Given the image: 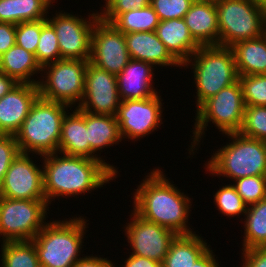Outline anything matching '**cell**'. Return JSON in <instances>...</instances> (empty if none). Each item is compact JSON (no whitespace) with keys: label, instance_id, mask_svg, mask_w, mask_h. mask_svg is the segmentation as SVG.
Here are the masks:
<instances>
[{"label":"cell","instance_id":"e575fe53","mask_svg":"<svg viewBox=\"0 0 266 267\" xmlns=\"http://www.w3.org/2000/svg\"><path fill=\"white\" fill-rule=\"evenodd\" d=\"M214 202L218 210L224 216H239L241 213L246 214L248 206L244 203L241 196L231 184L220 188L214 195Z\"/></svg>","mask_w":266,"mask_h":267},{"label":"cell","instance_id":"d6986e66","mask_svg":"<svg viewBox=\"0 0 266 267\" xmlns=\"http://www.w3.org/2000/svg\"><path fill=\"white\" fill-rule=\"evenodd\" d=\"M130 58L151 63L153 66L182 65L170 54L155 31L124 34Z\"/></svg>","mask_w":266,"mask_h":267},{"label":"cell","instance_id":"d4e9b609","mask_svg":"<svg viewBox=\"0 0 266 267\" xmlns=\"http://www.w3.org/2000/svg\"><path fill=\"white\" fill-rule=\"evenodd\" d=\"M0 71L17 83L38 84L39 80L30 78L35 73H40L42 67L37 62L35 54L15 44L0 56Z\"/></svg>","mask_w":266,"mask_h":267},{"label":"cell","instance_id":"836d02e7","mask_svg":"<svg viewBox=\"0 0 266 267\" xmlns=\"http://www.w3.org/2000/svg\"><path fill=\"white\" fill-rule=\"evenodd\" d=\"M234 181L233 186L247 206L266 198V175L247 176Z\"/></svg>","mask_w":266,"mask_h":267},{"label":"cell","instance_id":"7402d4cb","mask_svg":"<svg viewBox=\"0 0 266 267\" xmlns=\"http://www.w3.org/2000/svg\"><path fill=\"white\" fill-rule=\"evenodd\" d=\"M58 151L68 156L90 158V144L88 140V129L86 128L85 111L76 107V110L74 109L72 114H65L62 121Z\"/></svg>","mask_w":266,"mask_h":267},{"label":"cell","instance_id":"4fadbf2b","mask_svg":"<svg viewBox=\"0 0 266 267\" xmlns=\"http://www.w3.org/2000/svg\"><path fill=\"white\" fill-rule=\"evenodd\" d=\"M160 97L157 94L146 99L121 101L115 116L122 138L134 140L159 128L163 112Z\"/></svg>","mask_w":266,"mask_h":267},{"label":"cell","instance_id":"277c9868","mask_svg":"<svg viewBox=\"0 0 266 267\" xmlns=\"http://www.w3.org/2000/svg\"><path fill=\"white\" fill-rule=\"evenodd\" d=\"M85 228L83 217L46 223L33 239L40 266L74 267L82 259L78 253L81 252Z\"/></svg>","mask_w":266,"mask_h":267},{"label":"cell","instance_id":"bcb514c9","mask_svg":"<svg viewBox=\"0 0 266 267\" xmlns=\"http://www.w3.org/2000/svg\"><path fill=\"white\" fill-rule=\"evenodd\" d=\"M197 1H202V2H209V3H219L220 1H223V0H197Z\"/></svg>","mask_w":266,"mask_h":267},{"label":"cell","instance_id":"f6af8a7d","mask_svg":"<svg viewBox=\"0 0 266 267\" xmlns=\"http://www.w3.org/2000/svg\"><path fill=\"white\" fill-rule=\"evenodd\" d=\"M17 84L18 83L13 78L0 71V99Z\"/></svg>","mask_w":266,"mask_h":267},{"label":"cell","instance_id":"ac0fdd59","mask_svg":"<svg viewBox=\"0 0 266 267\" xmlns=\"http://www.w3.org/2000/svg\"><path fill=\"white\" fill-rule=\"evenodd\" d=\"M152 67L151 63L130 59L116 76L121 101L146 99L158 94L151 84L154 75Z\"/></svg>","mask_w":266,"mask_h":267},{"label":"cell","instance_id":"60d3db41","mask_svg":"<svg viewBox=\"0 0 266 267\" xmlns=\"http://www.w3.org/2000/svg\"><path fill=\"white\" fill-rule=\"evenodd\" d=\"M16 25L0 22V56L16 44Z\"/></svg>","mask_w":266,"mask_h":267},{"label":"cell","instance_id":"44dd1931","mask_svg":"<svg viewBox=\"0 0 266 267\" xmlns=\"http://www.w3.org/2000/svg\"><path fill=\"white\" fill-rule=\"evenodd\" d=\"M155 32L181 65L188 61L200 47L190 34L183 18L160 21Z\"/></svg>","mask_w":266,"mask_h":267},{"label":"cell","instance_id":"6da1fadb","mask_svg":"<svg viewBox=\"0 0 266 267\" xmlns=\"http://www.w3.org/2000/svg\"><path fill=\"white\" fill-rule=\"evenodd\" d=\"M58 153L42 155L44 158V194L48 204L55 197L76 196L103 187L117 175L114 166L83 156Z\"/></svg>","mask_w":266,"mask_h":267},{"label":"cell","instance_id":"7c38bea8","mask_svg":"<svg viewBox=\"0 0 266 267\" xmlns=\"http://www.w3.org/2000/svg\"><path fill=\"white\" fill-rule=\"evenodd\" d=\"M130 59L124 34L99 19L92 31L89 62L117 76Z\"/></svg>","mask_w":266,"mask_h":267},{"label":"cell","instance_id":"ffe728a7","mask_svg":"<svg viewBox=\"0 0 266 267\" xmlns=\"http://www.w3.org/2000/svg\"><path fill=\"white\" fill-rule=\"evenodd\" d=\"M183 19L200 46H219L218 17L214 3L195 0Z\"/></svg>","mask_w":266,"mask_h":267},{"label":"cell","instance_id":"d6a6232c","mask_svg":"<svg viewBox=\"0 0 266 267\" xmlns=\"http://www.w3.org/2000/svg\"><path fill=\"white\" fill-rule=\"evenodd\" d=\"M245 106H266V74L239 76Z\"/></svg>","mask_w":266,"mask_h":267},{"label":"cell","instance_id":"9c48e42d","mask_svg":"<svg viewBox=\"0 0 266 267\" xmlns=\"http://www.w3.org/2000/svg\"><path fill=\"white\" fill-rule=\"evenodd\" d=\"M88 60L61 59L42 67L45 81H38L39 97L72 106L82 101Z\"/></svg>","mask_w":266,"mask_h":267},{"label":"cell","instance_id":"e0dca14e","mask_svg":"<svg viewBox=\"0 0 266 267\" xmlns=\"http://www.w3.org/2000/svg\"><path fill=\"white\" fill-rule=\"evenodd\" d=\"M39 97L37 84L18 83L0 99V134L15 135Z\"/></svg>","mask_w":266,"mask_h":267},{"label":"cell","instance_id":"cb8c5ba5","mask_svg":"<svg viewBox=\"0 0 266 267\" xmlns=\"http://www.w3.org/2000/svg\"><path fill=\"white\" fill-rule=\"evenodd\" d=\"M86 128L90 144V158L101 160L96 151L122 141L116 116L86 112ZM95 154V155H94Z\"/></svg>","mask_w":266,"mask_h":267},{"label":"cell","instance_id":"f35d334b","mask_svg":"<svg viewBox=\"0 0 266 267\" xmlns=\"http://www.w3.org/2000/svg\"><path fill=\"white\" fill-rule=\"evenodd\" d=\"M19 153L15 136L0 134V185L4 180L5 173Z\"/></svg>","mask_w":266,"mask_h":267},{"label":"cell","instance_id":"7a4b0ae2","mask_svg":"<svg viewBox=\"0 0 266 267\" xmlns=\"http://www.w3.org/2000/svg\"><path fill=\"white\" fill-rule=\"evenodd\" d=\"M159 169L152 170L134 194V211L145 220L172 230L176 235L193 234L187 224L190 198L180 192ZM191 229V230H190Z\"/></svg>","mask_w":266,"mask_h":267},{"label":"cell","instance_id":"b9f144b4","mask_svg":"<svg viewBox=\"0 0 266 267\" xmlns=\"http://www.w3.org/2000/svg\"><path fill=\"white\" fill-rule=\"evenodd\" d=\"M74 267H115L112 261L107 260V258L96 257V256H85L80 259Z\"/></svg>","mask_w":266,"mask_h":267},{"label":"cell","instance_id":"f546056e","mask_svg":"<svg viewBox=\"0 0 266 267\" xmlns=\"http://www.w3.org/2000/svg\"><path fill=\"white\" fill-rule=\"evenodd\" d=\"M159 18L149 4L138 10H132L118 15L111 24L123 34L132 32L155 31Z\"/></svg>","mask_w":266,"mask_h":267},{"label":"cell","instance_id":"484cf974","mask_svg":"<svg viewBox=\"0 0 266 267\" xmlns=\"http://www.w3.org/2000/svg\"><path fill=\"white\" fill-rule=\"evenodd\" d=\"M176 235L171 241L162 267H193L209 246L197 234Z\"/></svg>","mask_w":266,"mask_h":267},{"label":"cell","instance_id":"1f68e13d","mask_svg":"<svg viewBox=\"0 0 266 267\" xmlns=\"http://www.w3.org/2000/svg\"><path fill=\"white\" fill-rule=\"evenodd\" d=\"M35 57L41 67L61 60L57 35L48 22L41 29Z\"/></svg>","mask_w":266,"mask_h":267},{"label":"cell","instance_id":"4316f807","mask_svg":"<svg viewBox=\"0 0 266 267\" xmlns=\"http://www.w3.org/2000/svg\"><path fill=\"white\" fill-rule=\"evenodd\" d=\"M50 5L47 0H0V22L16 25L47 19Z\"/></svg>","mask_w":266,"mask_h":267},{"label":"cell","instance_id":"4dcf8cb0","mask_svg":"<svg viewBox=\"0 0 266 267\" xmlns=\"http://www.w3.org/2000/svg\"><path fill=\"white\" fill-rule=\"evenodd\" d=\"M242 136L266 142V106H245Z\"/></svg>","mask_w":266,"mask_h":267},{"label":"cell","instance_id":"3957f363","mask_svg":"<svg viewBox=\"0 0 266 267\" xmlns=\"http://www.w3.org/2000/svg\"><path fill=\"white\" fill-rule=\"evenodd\" d=\"M67 107L70 106L38 97L14 135L20 152L31 151L40 157L58 152L62 121Z\"/></svg>","mask_w":266,"mask_h":267},{"label":"cell","instance_id":"603a6c76","mask_svg":"<svg viewBox=\"0 0 266 267\" xmlns=\"http://www.w3.org/2000/svg\"><path fill=\"white\" fill-rule=\"evenodd\" d=\"M239 76L266 74V33L230 47Z\"/></svg>","mask_w":266,"mask_h":267},{"label":"cell","instance_id":"9a60e30c","mask_svg":"<svg viewBox=\"0 0 266 267\" xmlns=\"http://www.w3.org/2000/svg\"><path fill=\"white\" fill-rule=\"evenodd\" d=\"M120 104L116 75L88 61L84 94L77 108L87 113L115 116Z\"/></svg>","mask_w":266,"mask_h":267},{"label":"cell","instance_id":"74e56055","mask_svg":"<svg viewBox=\"0 0 266 267\" xmlns=\"http://www.w3.org/2000/svg\"><path fill=\"white\" fill-rule=\"evenodd\" d=\"M106 6L99 18L111 23L118 15L128 11L138 10L150 4V0H105Z\"/></svg>","mask_w":266,"mask_h":267},{"label":"cell","instance_id":"30bf717a","mask_svg":"<svg viewBox=\"0 0 266 267\" xmlns=\"http://www.w3.org/2000/svg\"><path fill=\"white\" fill-rule=\"evenodd\" d=\"M47 207V200H17L0 196L2 241L33 240L46 225Z\"/></svg>","mask_w":266,"mask_h":267},{"label":"cell","instance_id":"ab89813d","mask_svg":"<svg viewBox=\"0 0 266 267\" xmlns=\"http://www.w3.org/2000/svg\"><path fill=\"white\" fill-rule=\"evenodd\" d=\"M244 258L242 267H266V247L242 250Z\"/></svg>","mask_w":266,"mask_h":267},{"label":"cell","instance_id":"8992f818","mask_svg":"<svg viewBox=\"0 0 266 267\" xmlns=\"http://www.w3.org/2000/svg\"><path fill=\"white\" fill-rule=\"evenodd\" d=\"M193 61H192V59ZM182 66L191 62L197 90V108L220 90L239 80L230 47L200 46Z\"/></svg>","mask_w":266,"mask_h":267},{"label":"cell","instance_id":"2e32d148","mask_svg":"<svg viewBox=\"0 0 266 267\" xmlns=\"http://www.w3.org/2000/svg\"><path fill=\"white\" fill-rule=\"evenodd\" d=\"M131 217L128 225H125V234L130 247L132 246L131 254L162 263L176 234L166 227L145 220L134 210Z\"/></svg>","mask_w":266,"mask_h":267},{"label":"cell","instance_id":"7dc6e473","mask_svg":"<svg viewBox=\"0 0 266 267\" xmlns=\"http://www.w3.org/2000/svg\"><path fill=\"white\" fill-rule=\"evenodd\" d=\"M263 10L266 12V0H258Z\"/></svg>","mask_w":266,"mask_h":267},{"label":"cell","instance_id":"7bdbcfd3","mask_svg":"<svg viewBox=\"0 0 266 267\" xmlns=\"http://www.w3.org/2000/svg\"><path fill=\"white\" fill-rule=\"evenodd\" d=\"M123 267H162V263L155 260L131 254L125 260Z\"/></svg>","mask_w":266,"mask_h":267},{"label":"cell","instance_id":"5bb4252c","mask_svg":"<svg viewBox=\"0 0 266 267\" xmlns=\"http://www.w3.org/2000/svg\"><path fill=\"white\" fill-rule=\"evenodd\" d=\"M19 153L5 173L0 185V196L17 200H46L43 169L29 156Z\"/></svg>","mask_w":266,"mask_h":267},{"label":"cell","instance_id":"5b68a950","mask_svg":"<svg viewBox=\"0 0 266 267\" xmlns=\"http://www.w3.org/2000/svg\"><path fill=\"white\" fill-rule=\"evenodd\" d=\"M233 140L224 145L206 163L212 175L225 176L234 180L247 176L266 175V142L242 136L240 133H226Z\"/></svg>","mask_w":266,"mask_h":267},{"label":"cell","instance_id":"8fae6325","mask_svg":"<svg viewBox=\"0 0 266 267\" xmlns=\"http://www.w3.org/2000/svg\"><path fill=\"white\" fill-rule=\"evenodd\" d=\"M99 19L98 12L89 21L65 12L47 18L57 35L61 59L90 60L92 31Z\"/></svg>","mask_w":266,"mask_h":267},{"label":"cell","instance_id":"83f0119b","mask_svg":"<svg viewBox=\"0 0 266 267\" xmlns=\"http://www.w3.org/2000/svg\"><path fill=\"white\" fill-rule=\"evenodd\" d=\"M245 216L242 250L266 247V198L250 205Z\"/></svg>","mask_w":266,"mask_h":267},{"label":"cell","instance_id":"c3c4849f","mask_svg":"<svg viewBox=\"0 0 266 267\" xmlns=\"http://www.w3.org/2000/svg\"><path fill=\"white\" fill-rule=\"evenodd\" d=\"M50 4L53 3L54 0H47Z\"/></svg>","mask_w":266,"mask_h":267},{"label":"cell","instance_id":"ba28073f","mask_svg":"<svg viewBox=\"0 0 266 267\" xmlns=\"http://www.w3.org/2000/svg\"><path fill=\"white\" fill-rule=\"evenodd\" d=\"M244 110L245 103L239 80L205 100L196 111L190 155L200 142L199 139L205 133L204 130H207L208 122L212 121L223 134L236 133L242 126Z\"/></svg>","mask_w":266,"mask_h":267},{"label":"cell","instance_id":"52a82bcc","mask_svg":"<svg viewBox=\"0 0 266 267\" xmlns=\"http://www.w3.org/2000/svg\"><path fill=\"white\" fill-rule=\"evenodd\" d=\"M215 5L219 46L231 47L266 33V12L258 0H223Z\"/></svg>","mask_w":266,"mask_h":267},{"label":"cell","instance_id":"d590c367","mask_svg":"<svg viewBox=\"0 0 266 267\" xmlns=\"http://www.w3.org/2000/svg\"><path fill=\"white\" fill-rule=\"evenodd\" d=\"M46 23L47 19H41L16 24V45L36 54L41 29Z\"/></svg>","mask_w":266,"mask_h":267},{"label":"cell","instance_id":"ee69618b","mask_svg":"<svg viewBox=\"0 0 266 267\" xmlns=\"http://www.w3.org/2000/svg\"><path fill=\"white\" fill-rule=\"evenodd\" d=\"M210 248L193 264V267H219Z\"/></svg>","mask_w":266,"mask_h":267},{"label":"cell","instance_id":"f1b7e54d","mask_svg":"<svg viewBox=\"0 0 266 267\" xmlns=\"http://www.w3.org/2000/svg\"><path fill=\"white\" fill-rule=\"evenodd\" d=\"M1 247V267H41L33 240L6 241Z\"/></svg>","mask_w":266,"mask_h":267},{"label":"cell","instance_id":"8d00e7d4","mask_svg":"<svg viewBox=\"0 0 266 267\" xmlns=\"http://www.w3.org/2000/svg\"><path fill=\"white\" fill-rule=\"evenodd\" d=\"M195 0H150L160 21L182 19Z\"/></svg>","mask_w":266,"mask_h":267}]
</instances>
